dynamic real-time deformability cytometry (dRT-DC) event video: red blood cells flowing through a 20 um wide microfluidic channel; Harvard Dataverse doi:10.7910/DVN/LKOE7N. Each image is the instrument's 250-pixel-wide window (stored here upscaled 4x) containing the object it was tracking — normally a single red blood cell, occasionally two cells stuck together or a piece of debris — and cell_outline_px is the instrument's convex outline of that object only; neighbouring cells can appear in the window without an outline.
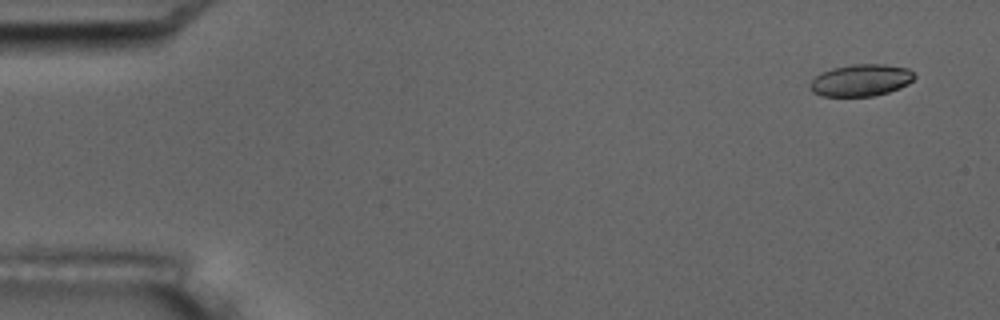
{"species": "common noctule bat (a hibernating species)", "species_latin": "Nyctalus noctula", "temperature_condition": "room temperature", "stored_images_in_passage": 6, "camera_frame_rate_fps": 3000, "um_per_image_px": 0.085, "animal": {"sex": "male", "body_mass_g": 17.5, "forearm_length_mm": 52.3}, "frame": {"image": 1, "passage_image": 2, "time_ms": 1.0, "image_size_px": [1000, 320], "cell_outline_px": [[916, 76], [908, 84], [900, 88], [888, 92], [872, 96], [820, 96], [812, 92], [812, 80], [820, 72], [832, 68], [852, 64], [884, 64], [908, 68]], "centroid_in_image_um": [73.19, 6.81], "position_along_channel_um": 11.8, "area_um2": 19.36}}
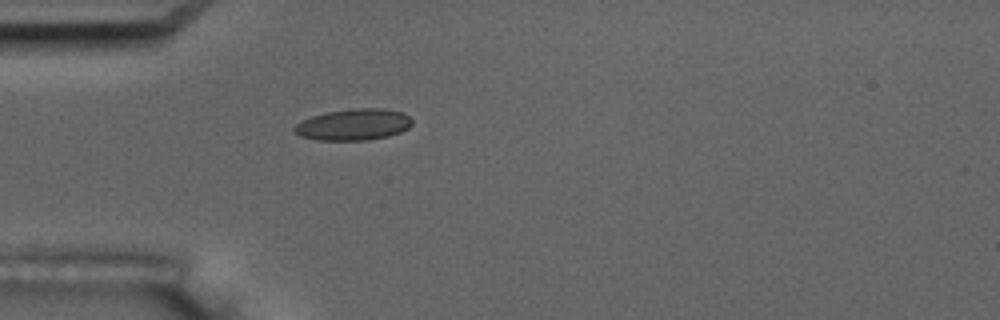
{"frame": {"image": 2, "passage_image": 6, "time_ms": 5.667, "image_size_px": [1000, 320], "cell_outline_px": [[412, 124], [408, 128], [400, 132], [388, 136], [368, 140], [316, 140], [300, 136], [292, 128], [300, 120], [312, 116], [328, 112], [352, 108], [380, 108], [400, 112], [408, 116], [412, 120]], "centroid_in_image_um": [30.02, 10.59], "position_along_channel_um": 55.0, "area_um2": 21.5}}